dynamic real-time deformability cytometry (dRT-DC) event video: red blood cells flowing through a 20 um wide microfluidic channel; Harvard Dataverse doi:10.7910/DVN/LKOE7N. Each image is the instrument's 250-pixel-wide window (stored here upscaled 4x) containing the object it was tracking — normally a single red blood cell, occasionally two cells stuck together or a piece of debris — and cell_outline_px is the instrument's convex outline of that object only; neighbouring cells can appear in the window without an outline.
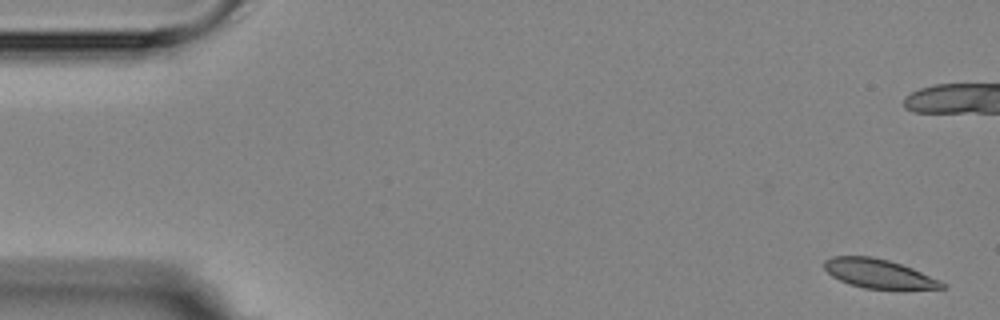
{"species": "Egyptian fruit bat (a non-hibernating species)", "species_latin": "Rousettus aegyptiacus", "temperature_condition": "room temperature", "stored_images_in_passage": 7, "camera_frame_rate_fps": 3000, "um_per_image_px": 0.085, "animal": {"sex": "female"}, "frame": {"image": 1, "passage_image": 1, "time_ms": 0.0, "image_size_px": [1000, 320], "cell_outline_px": [[948, 288], [864, 288], [840, 280], [832, 276], [824, 268], [824, 260], [832, 256], [872, 256], [888, 260], [912, 268], [940, 280], [948, 284]], "centroid_in_image_um": [74.69, 23.24], "position_along_channel_um": 10.3, "area_um2": 19.59}}